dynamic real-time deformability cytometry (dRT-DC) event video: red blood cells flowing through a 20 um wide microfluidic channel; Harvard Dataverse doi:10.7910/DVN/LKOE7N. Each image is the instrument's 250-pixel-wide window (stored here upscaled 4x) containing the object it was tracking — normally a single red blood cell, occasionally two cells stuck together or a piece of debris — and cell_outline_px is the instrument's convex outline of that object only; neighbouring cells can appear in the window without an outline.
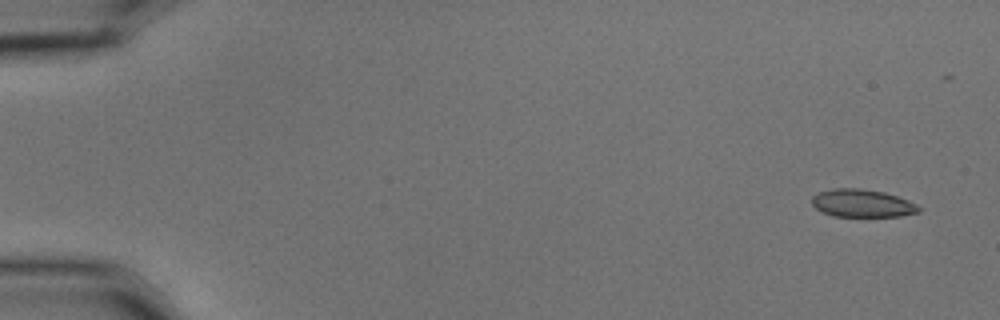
{"species": "common noctule bat (a hibernating species)", "species_latin": "Nyctalus noctula", "temperature_condition": "cold", "stored_images_in_passage": 6, "camera_frame_rate_fps": 3000, "um_per_image_px": 0.085, "animal": {"sex": "male", "body_mass_g": 15.6}, "frame": {"image": 1, "passage_image": 1, "time_ms": 0.0, "image_size_px": [1000, 320], "cell_outline_px": [[920, 212], [900, 216], [832, 216], [816, 208], [812, 204], [812, 196], [820, 192], [832, 188], [860, 188], [884, 192], [908, 200], [916, 204], [920, 208]], "centroid_in_image_um": [73.29, 17.27], "position_along_channel_um": 11.7, "area_um2": 17.22}}
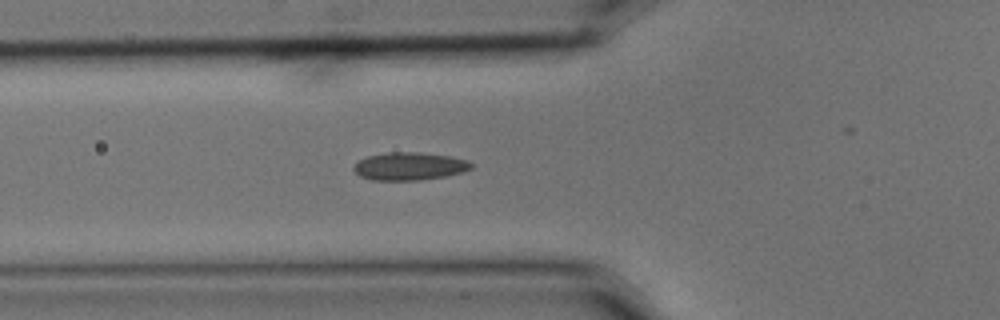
{"frame": {"image": 2, "passage_image": 6, "time_ms": 1.667, "image_size_px": [1000, 320], "cell_outline_px": [[472, 168], [464, 172], [448, 176], [420, 180], [372, 180], [360, 176], [352, 168], [360, 160], [368, 156], [388, 152], [420, 152], [452, 156], [468, 160], [472, 164]], "centroid_in_image_um": [34.85, 14.13], "position_along_channel_um": 90.9, "area_um2": 19.19}}